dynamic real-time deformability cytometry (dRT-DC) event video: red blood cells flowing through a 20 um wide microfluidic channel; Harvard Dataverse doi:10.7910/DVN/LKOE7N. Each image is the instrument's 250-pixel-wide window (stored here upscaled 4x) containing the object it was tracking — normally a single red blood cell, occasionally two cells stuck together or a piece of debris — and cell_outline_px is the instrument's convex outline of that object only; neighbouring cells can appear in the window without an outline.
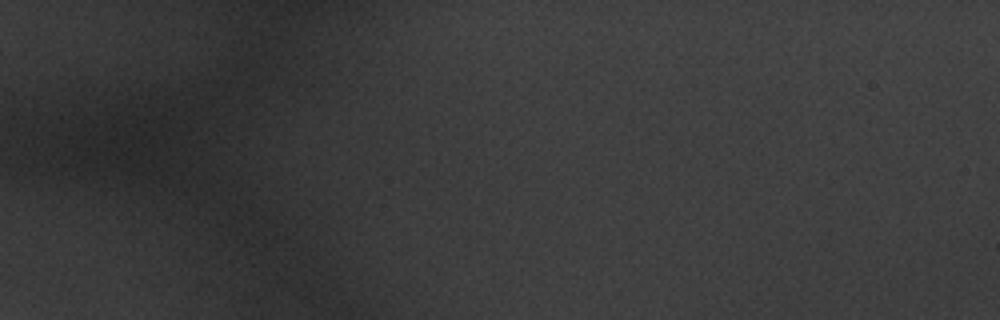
{"species": "common noctule bat (a hibernating species)", "species_latin": "Nyctalus noctula", "temperature_condition": "warm", "stored_images_in_passage": 10, "segment_of_instrument_passage": [1, 2], "camera_frame_rate_fps": 3000, "um_per_image_px": 0.085, "animal": {"sex": "male", "body_mass_g": 20.1, "forearm_length_mm": 53.5}, "frame": {"image": 1, "passage_image": 1, "time_ms": 0.0, "image_size_px": [1000, 320], "cell_outline_px": [[188, 128], [184, 132], [132, 164], [100, 164], [96, 156], [116, 132], [136, 116], [160, 116]], "centroid_in_image_um": [11.81, 11.87], "position_along_channel_um": 73.2, "area_um2": 18.38}}